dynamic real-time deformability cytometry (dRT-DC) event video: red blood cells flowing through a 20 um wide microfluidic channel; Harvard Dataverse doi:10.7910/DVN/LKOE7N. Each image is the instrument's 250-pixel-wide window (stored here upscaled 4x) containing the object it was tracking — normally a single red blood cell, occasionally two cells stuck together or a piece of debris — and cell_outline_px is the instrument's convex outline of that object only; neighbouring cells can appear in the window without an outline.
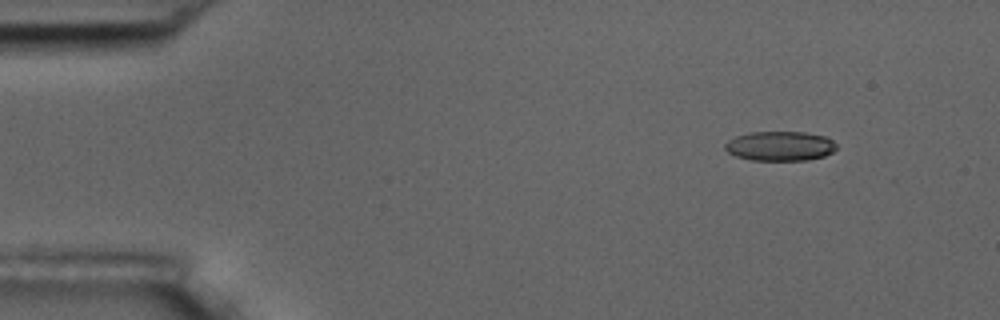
{"species": "common noctule bat (a hibernating species)", "species_latin": "Nyctalus noctula", "temperature_condition": "room temperature", "stored_images_in_passage": 5, "camera_frame_rate_fps": 3000, "um_per_image_px": 0.085, "animal": {"sex": "male", "body_mass_g": 17.5, "forearm_length_mm": 52.3}, "frame": {"image": 1, "passage_image": 2, "time_ms": 1.333, "image_size_px": [1000, 320], "cell_outline_px": [[836, 148], [832, 152], [824, 156], [808, 160], [752, 160], [736, 156], [728, 152], [724, 148], [724, 144], [728, 140], [736, 136], [752, 132], [804, 132], [824, 136], [832, 140], [836, 144]], "centroid_in_image_um": [66.29, 12.41], "position_along_channel_um": 18.7, "area_um2": 19.13}}
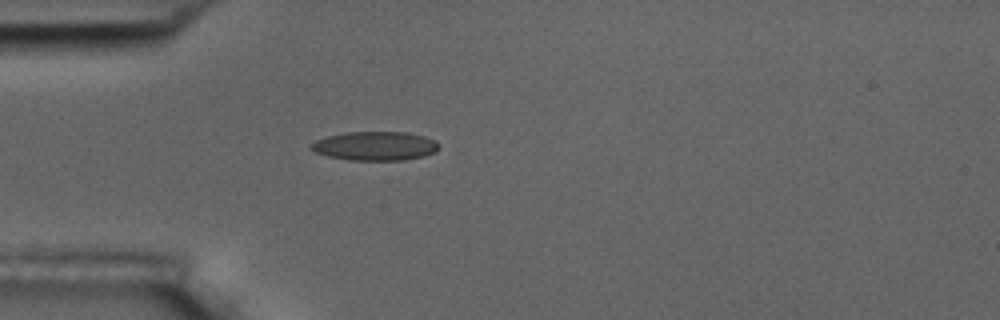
{"frame": {"image": 2, "passage_image": 5, "time_ms": 4.667, "image_size_px": [1000, 320], "cell_outline_px": [[436, 152], [424, 156], [404, 160], [348, 160], [328, 156], [316, 152], [308, 148], [316, 140], [328, 136], [344, 132], [408, 132], [424, 136], [436, 140]], "centroid_in_image_um": [31.87, 12.41], "position_along_channel_um": 53.1, "area_um2": 21.5}}